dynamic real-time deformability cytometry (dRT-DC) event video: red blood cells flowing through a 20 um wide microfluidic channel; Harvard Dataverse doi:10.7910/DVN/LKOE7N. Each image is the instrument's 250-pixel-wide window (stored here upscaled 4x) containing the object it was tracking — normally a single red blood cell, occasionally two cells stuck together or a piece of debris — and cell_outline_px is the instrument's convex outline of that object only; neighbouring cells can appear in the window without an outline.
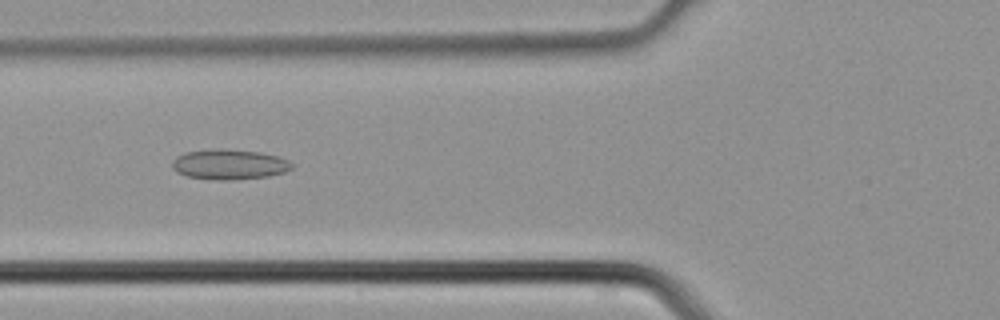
{"species": "common noctule bat (a hibernating species)", "species_latin": "Nyctalus noctula", "temperature_condition": "cold", "stored_images_in_passage": 5, "camera_frame_rate_fps": 3000, "um_per_image_px": 0.085, "animal": {"sex": "male", "body_mass_g": 21.5, "forearm_length_mm": 52.0}, "frame": {"image": 1, "passage_image": 5, "time_ms": 1.333, "image_size_px": [1000, 320], "cell_outline_px": [[292, 168], [284, 172], [268, 176], [232, 180], [216, 180], [188, 176], [176, 172], [172, 168], [172, 160], [176, 156], [184, 152], [220, 148], [260, 152], [276, 156], [288, 160], [292, 164]], "centroid_in_image_um": [19.45, 13.97], "position_along_channel_um": 106.3, "area_um2": 21.04}}